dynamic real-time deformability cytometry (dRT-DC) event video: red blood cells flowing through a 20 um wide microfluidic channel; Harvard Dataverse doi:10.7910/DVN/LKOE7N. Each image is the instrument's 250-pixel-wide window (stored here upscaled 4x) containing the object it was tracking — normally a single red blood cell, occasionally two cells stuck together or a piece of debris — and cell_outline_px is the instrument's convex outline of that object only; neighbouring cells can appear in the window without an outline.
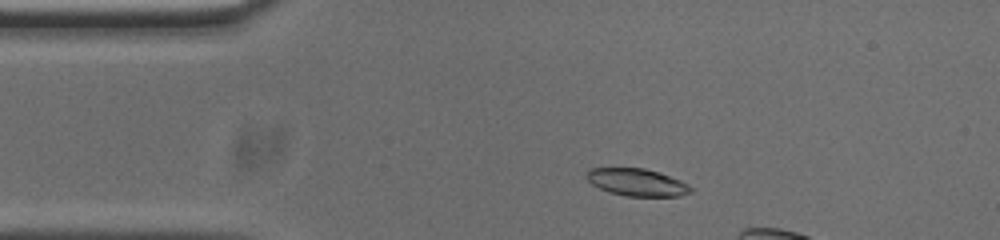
{"species": "common noctule bat (a hibernating species)", "species_latin": "Nyctalus noctula", "temperature_condition": "cold", "stored_images_in_passage": 14, "camera_frame_rate_fps": 3000, "um_per_image_px": 0.085, "animal": {"sex": "male", "body_mass_g": 20.0, "forearm_length_mm": 53.3}, "frame": {"image": 1, "passage_image": 5, "time_ms": 1.333, "image_size_px": [1000, 240], "cell_outline_px": [[692, 192], [680, 196], [624, 196], [608, 192], [592, 184], [588, 180], [588, 172], [592, 168], [644, 168], [660, 172], [680, 180], [688, 184], [692, 188]], "centroid_in_image_um": [54.18, 15.5], "position_along_channel_um": 30.8, "area_um2": 16.53}}
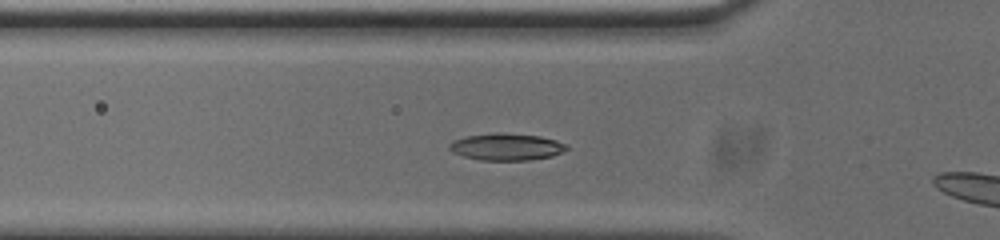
{"frame": {"image": 2, "passage_image": 12, "time_ms": 3.667, "image_size_px": [1000, 240], "cell_outline_px": [[568, 148], [552, 156], [528, 160], [480, 160], [464, 156], [452, 152], [448, 148], [448, 144], [452, 140], [468, 136], [500, 132], [540, 136], [556, 140], [568, 144]], "centroid_in_image_um": [43.03, 12.48], "position_along_channel_um": 82.8, "area_um2": 18.38}}